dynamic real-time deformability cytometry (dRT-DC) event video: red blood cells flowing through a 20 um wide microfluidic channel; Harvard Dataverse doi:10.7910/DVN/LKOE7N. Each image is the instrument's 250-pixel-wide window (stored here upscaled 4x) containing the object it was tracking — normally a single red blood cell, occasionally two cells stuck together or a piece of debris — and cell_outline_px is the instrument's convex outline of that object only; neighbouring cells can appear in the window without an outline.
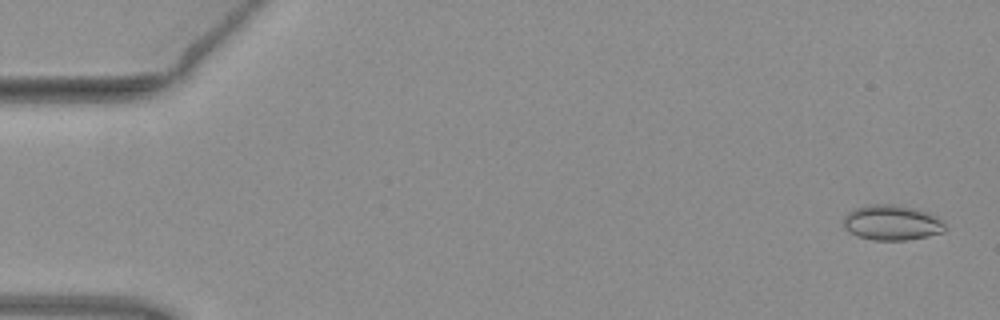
{"species": "common noctule bat (a hibernating species)", "species_latin": "Nyctalus noctula", "temperature_condition": "warm", "stored_images_in_passage": 30, "camera_frame_rate_fps": 3000, "um_per_image_px": 0.085, "animal": {"sex": "female", "body_mass_g": 19.3, "forearm_length_mm": 54.1}, "frame": {"image": 1, "passage_image": 2, "time_ms": 0.333, "image_size_px": [1000, 320], "cell_outline_px": [[944, 232], [928, 236], [908, 240], [872, 240], [856, 236], [844, 228], [844, 216], [848, 212], [856, 208], [868, 204], [900, 204], [916, 208], [928, 212], [944, 220]], "centroid_in_image_um": [75.82, 18.92], "position_along_channel_um": 9.2, "area_um2": 21.15}}
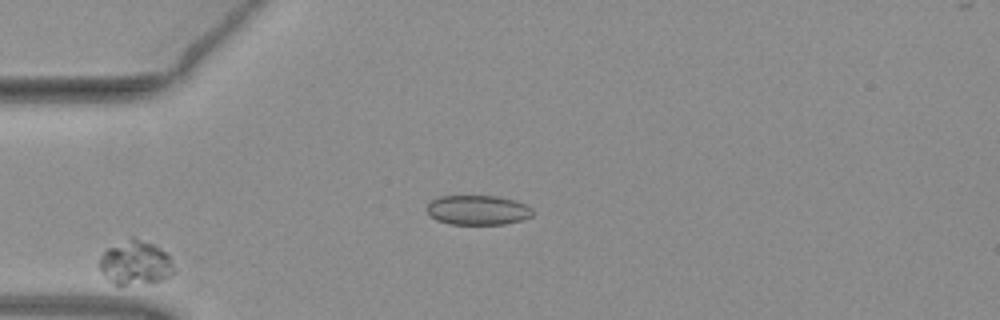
{"frame": {"image": 2, "passage_image": 14, "time_ms": 4.333, "image_size_px": [1000, 320], "cell_outline_px": [[172, 272], [168, 276], [160, 280], [124, 284], [116, 284], [100, 268], [100, 256], [108, 248], [132, 236], [156, 244], [168, 256], [172, 268]], "centroid_in_image_um": [11.5, 22.27], "position_along_channel_um": 73.5, "area_um2": 18.26}}
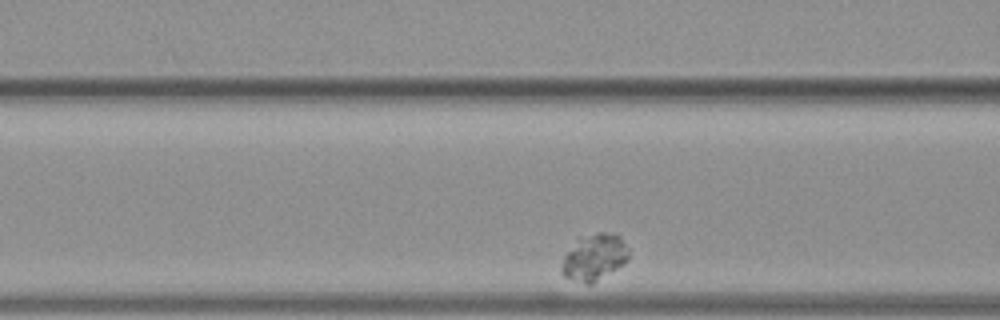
{"frame": {"image": 3, "passage_image": 18, "time_ms": 5.667, "image_size_px": [1000, 320], "cell_outline_px": [[628, 260], [624, 264], [592, 284], [588, 284], [564, 276], [560, 272], [560, 264], [564, 256], [576, 236], [596, 232], [612, 232], [620, 236], [628, 248]], "centroid_in_image_um": [50.49, 21.82], "position_along_channel_um": 116.1, "area_um2": 18.61}}